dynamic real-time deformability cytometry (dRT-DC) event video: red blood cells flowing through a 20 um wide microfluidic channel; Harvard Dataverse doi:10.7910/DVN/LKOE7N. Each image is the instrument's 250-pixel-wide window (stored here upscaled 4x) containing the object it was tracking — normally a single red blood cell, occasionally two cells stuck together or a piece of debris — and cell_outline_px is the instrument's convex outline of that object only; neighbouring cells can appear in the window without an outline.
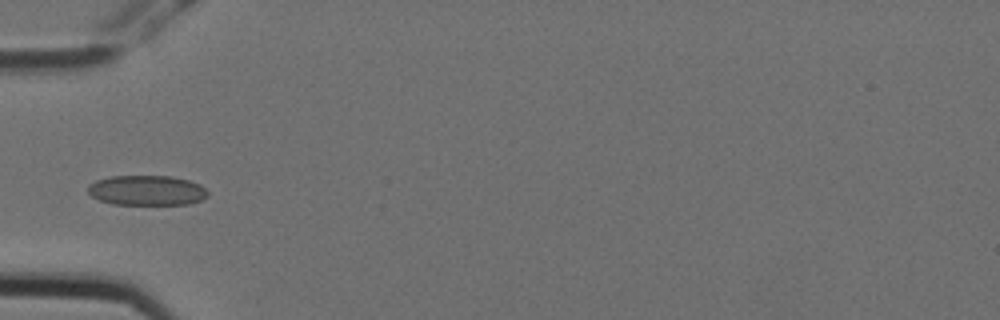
{"species": "Egyptian fruit bat (a non-hibernating species)", "species_latin": "Rousettus aegyptiacus", "temperature_condition": "cold", "stored_images_in_passage": 2, "camera_frame_rate_fps": 3000, "um_per_image_px": 0.085, "animal": {"sex": "female"}, "frame": {"image": 1, "passage_image": 2, "time_ms": 0.333, "image_size_px": [1000, 320], "cell_outline_px": [[208, 196], [200, 200], [188, 204], [112, 204], [100, 200], [92, 196], [88, 192], [88, 184], [96, 180], [112, 176], [172, 176], [188, 180], [200, 184], [208, 192]], "centroid_in_image_um": [12.47, 16.18], "position_along_channel_um": 72.5, "area_um2": 20.92}}